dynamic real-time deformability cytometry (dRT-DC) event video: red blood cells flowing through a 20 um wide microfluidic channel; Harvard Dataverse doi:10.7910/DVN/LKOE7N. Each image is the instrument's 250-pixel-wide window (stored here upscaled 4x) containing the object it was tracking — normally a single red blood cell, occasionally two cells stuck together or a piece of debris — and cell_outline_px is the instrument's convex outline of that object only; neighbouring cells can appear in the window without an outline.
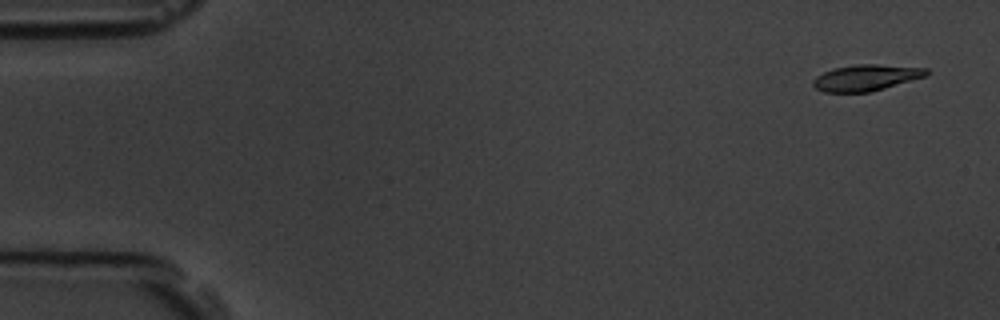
{"species": "common noctule bat (a hibernating species)", "species_latin": "Nyctalus noctula", "temperature_condition": "room temperature", "stored_images_in_passage": 4, "camera_frame_rate_fps": 3000, "um_per_image_px": 0.085, "animal": {"sex": "male", "body_mass_g": 19.5, "forearm_length_mm": 54.6}, "frame": {"image": 1, "passage_image": 1, "time_ms": 0.0, "image_size_px": [1000, 320], "cell_outline_px": [[928, 76], [872, 92], [824, 92], [816, 88], [812, 84], [812, 80], [816, 76], [824, 72], [836, 68], [856, 64], [876, 64], [928, 68]], "centroid_in_image_um": [73.65, 6.61], "position_along_channel_um": 11.3, "area_um2": 17.4}}
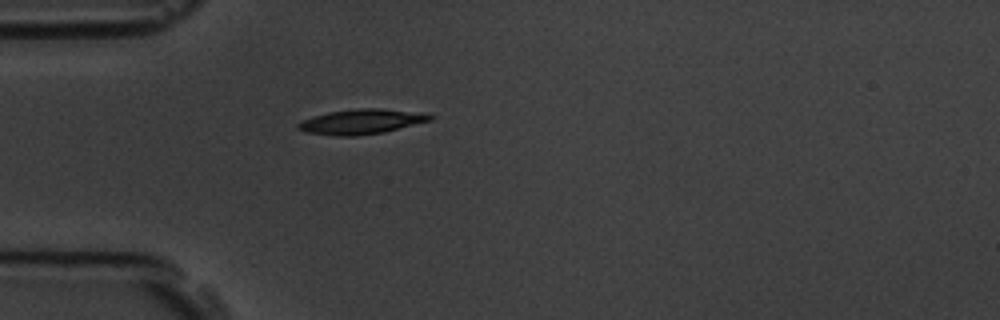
{"frame": {"image": 2, "passage_image": 4, "time_ms": 4.333, "image_size_px": [1000, 320], "cell_outline_px": [[436, 116], [432, 120], [384, 132], [356, 136], [336, 136], [304, 132], [296, 128], [296, 124], [312, 116], [328, 112], [356, 108], [380, 108], [424, 112]], "centroid_in_image_um": [30.74, 10.33], "position_along_channel_um": 54.3, "area_um2": 19.48}}